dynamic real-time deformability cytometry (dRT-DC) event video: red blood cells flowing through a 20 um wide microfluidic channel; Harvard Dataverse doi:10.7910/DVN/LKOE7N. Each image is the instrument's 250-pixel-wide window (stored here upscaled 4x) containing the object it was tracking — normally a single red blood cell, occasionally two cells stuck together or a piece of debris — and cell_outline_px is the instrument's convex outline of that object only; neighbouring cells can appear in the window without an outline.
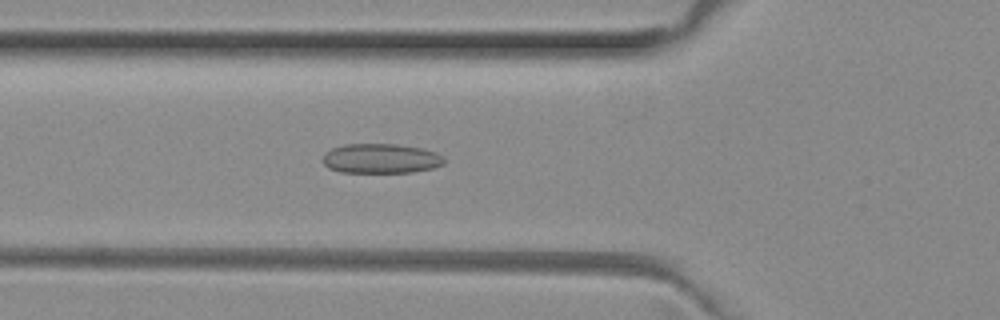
{"species": "common noctule bat (a hibernating species)", "species_latin": "Nyctalus noctula", "temperature_condition": "room temperature", "stored_images_in_passage": 38, "camera_frame_rate_fps": 3000, "um_per_image_px": 0.085, "animal": {"sex": "female", "body_mass_g": 29.2, "forearm_length_mm": 56.3}, "frame": {"image": 1, "passage_image": 5, "time_ms": 1.333, "image_size_px": [1000, 320], "cell_outline_px": [[444, 164], [432, 168], [412, 172], [340, 172], [328, 168], [324, 164], [324, 152], [332, 148], [344, 144], [396, 144], [424, 148], [436, 152], [444, 156]], "centroid_in_image_um": [32.39, 13.46], "position_along_channel_um": 93.4, "area_um2": 21.1}}
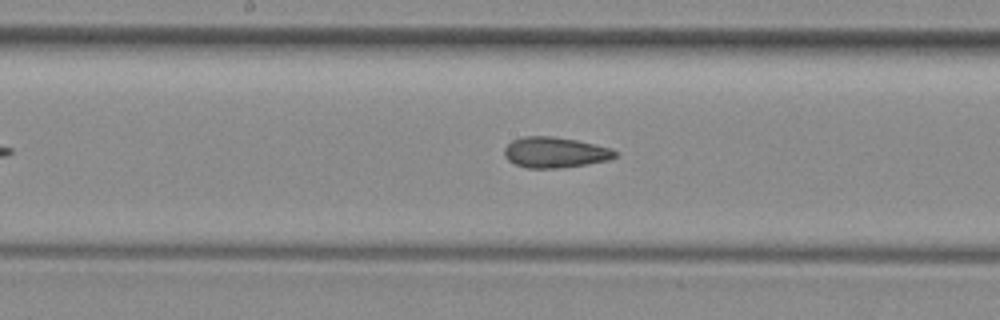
{"frame": {"image": 2, "passage_image": 13, "time_ms": 4.0, "image_size_px": [1000, 320], "cell_outline_px": [[616, 156], [608, 160], [560, 168], [528, 168], [516, 164], [508, 160], [504, 156], [504, 148], [512, 140], [524, 136], [552, 136], [576, 140], [612, 148], [616, 152]], "centroid_in_image_um": [47.15, 12.95], "position_along_channel_um": 201.1, "area_um2": 19.65}}
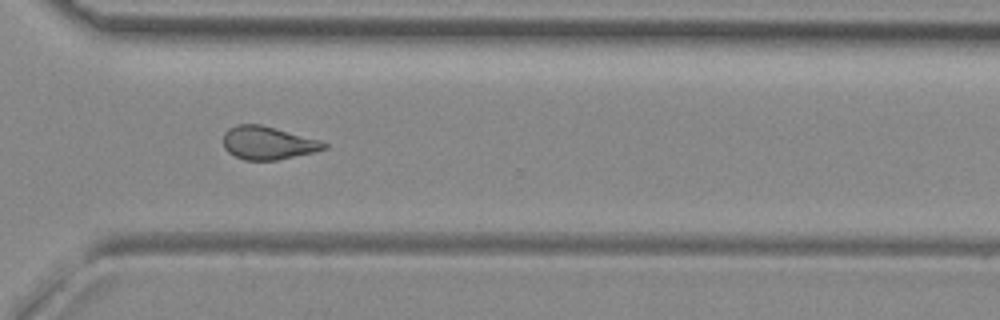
{"frame": {"image": 3, "passage_image": 24, "time_ms": 7.667, "image_size_px": [1000, 320], "cell_outline_px": [[328, 148], [312, 152], [276, 160], [244, 160], [228, 152], [224, 148], [224, 132], [228, 128], [236, 124], [260, 124], [320, 140], [328, 144]], "centroid_in_image_um": [22.75, 12.14], "position_along_channel_um": 347.9, "area_um2": 19.31}}